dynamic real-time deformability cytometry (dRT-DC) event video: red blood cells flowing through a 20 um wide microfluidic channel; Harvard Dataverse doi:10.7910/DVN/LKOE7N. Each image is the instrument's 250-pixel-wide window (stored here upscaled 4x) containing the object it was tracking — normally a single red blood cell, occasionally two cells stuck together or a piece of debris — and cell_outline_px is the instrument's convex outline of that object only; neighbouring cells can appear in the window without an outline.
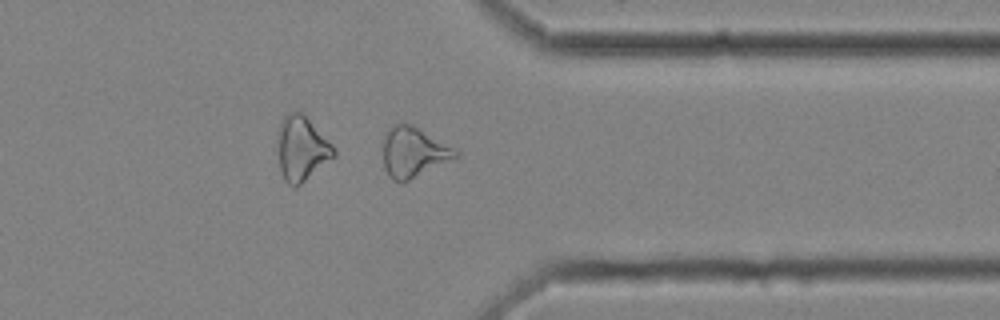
{"species": "common noctule bat (a hibernating species)", "species_latin": "Nyctalus noctula", "temperature_condition": "cold", "stored_images_in_passage": 38, "camera_frame_rate_fps": 3000, "um_per_image_px": 0.085, "animal": {"sex": "female", "body_mass_g": 25.1}, "frame": {"image": 1, "passage_image": 27, "time_ms": 8.667, "image_size_px": [1000, 320], "cell_outline_px": [[460, 156], [404, 184], [400, 184], [392, 180], [388, 176], [384, 168], [384, 132], [392, 124], [412, 124], [460, 152]], "centroid_in_image_um": [35.13, 12.99], "position_along_channel_um": 376.3, "area_um2": 21.56}}